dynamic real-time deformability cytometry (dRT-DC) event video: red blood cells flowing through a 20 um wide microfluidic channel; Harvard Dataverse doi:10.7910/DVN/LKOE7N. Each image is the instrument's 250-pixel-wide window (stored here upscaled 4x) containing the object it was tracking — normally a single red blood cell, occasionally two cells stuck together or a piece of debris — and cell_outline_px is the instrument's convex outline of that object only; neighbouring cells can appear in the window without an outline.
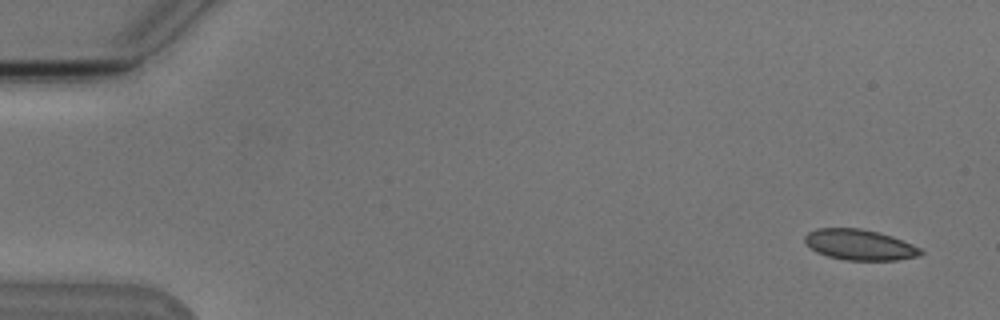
{"species": "Egyptian fruit bat (a non-hibernating species)", "species_latin": "Rousettus aegyptiacus", "temperature_condition": "cold", "stored_images_in_passage": 4, "camera_frame_rate_fps": 3000, "um_per_image_px": 0.085, "animal": {"sex": "male"}, "frame": {"image": 1, "passage_image": 1, "time_ms": 0.0, "image_size_px": [1000, 320], "cell_outline_px": [[924, 252], [916, 256], [896, 260], [844, 260], [828, 256], [816, 252], [804, 240], [804, 236], [808, 232], [816, 228], [860, 228], [880, 232], [892, 236], [912, 244], [920, 248]], "centroid_in_image_um": [73.05, 20.79], "position_along_channel_um": 11.9, "area_um2": 20.63}}